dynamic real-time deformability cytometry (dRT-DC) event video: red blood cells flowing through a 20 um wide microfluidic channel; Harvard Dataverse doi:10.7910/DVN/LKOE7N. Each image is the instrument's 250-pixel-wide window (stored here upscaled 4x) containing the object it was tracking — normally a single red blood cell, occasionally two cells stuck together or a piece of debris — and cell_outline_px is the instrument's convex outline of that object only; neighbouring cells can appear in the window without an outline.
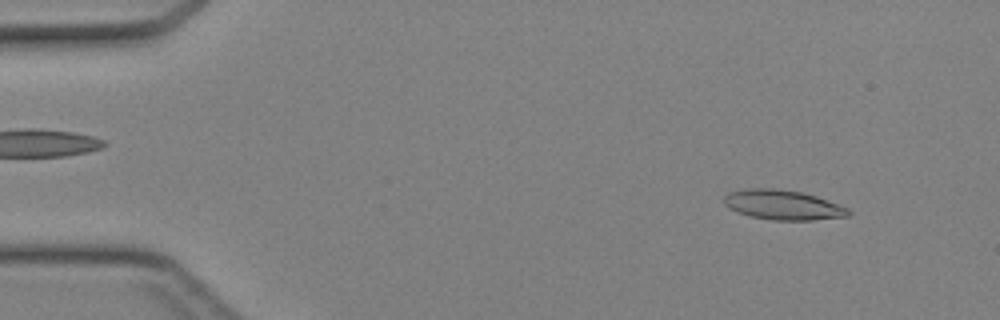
{"species": "Egyptian fruit bat (a non-hibernating species)", "species_latin": "Rousettus aegyptiacus", "temperature_condition": "cold", "stored_images_in_passage": 45, "camera_frame_rate_fps": 3000, "um_per_image_px": 0.085, "animal": {"sex": "female"}, "frame": {"image": 1, "passage_image": 5, "time_ms": 1.333, "image_size_px": [1000, 320], "cell_outline_px": [[852, 212], [848, 216], [812, 220], [772, 220], [748, 216], [736, 212], [724, 204], [724, 196], [728, 192], [748, 188], [772, 188], [800, 192], [816, 196], [848, 208]], "centroid_in_image_um": [66.51, 17.42], "position_along_channel_um": 18.5, "area_um2": 21.56}}
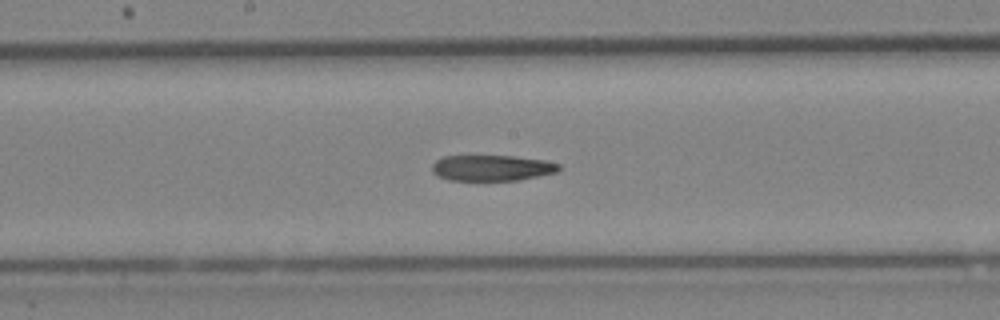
{"frame": {"image": 2, "passage_image": 24, "time_ms": 7.667, "image_size_px": [1000, 320], "cell_outline_px": [[560, 168], [556, 172], [520, 180], [448, 180], [432, 172], [432, 164], [436, 160], [444, 156], [516, 156], [544, 160], [560, 164]], "centroid_in_image_um": [41.81, 14.27], "position_along_channel_um": 206.4, "area_um2": 19.02}}
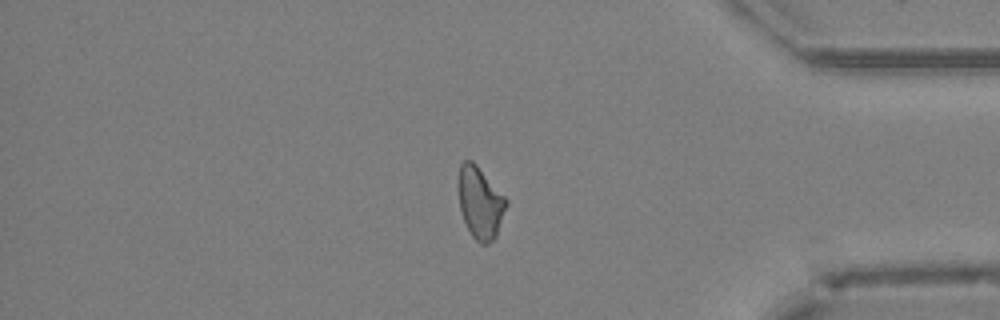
{"frame": {"image": 3, "passage_image": 38, "time_ms": 12.333, "image_size_px": [1000, 320], "cell_outline_px": [[508, 204], [496, 236], [488, 244], [480, 244], [472, 236], [464, 220], [460, 208], [460, 164], [464, 160], [472, 160], [476, 164], [508, 200]], "centroid_in_image_um": [40.85, 17.25], "position_along_channel_um": 394.3, "area_um2": 19.59}}